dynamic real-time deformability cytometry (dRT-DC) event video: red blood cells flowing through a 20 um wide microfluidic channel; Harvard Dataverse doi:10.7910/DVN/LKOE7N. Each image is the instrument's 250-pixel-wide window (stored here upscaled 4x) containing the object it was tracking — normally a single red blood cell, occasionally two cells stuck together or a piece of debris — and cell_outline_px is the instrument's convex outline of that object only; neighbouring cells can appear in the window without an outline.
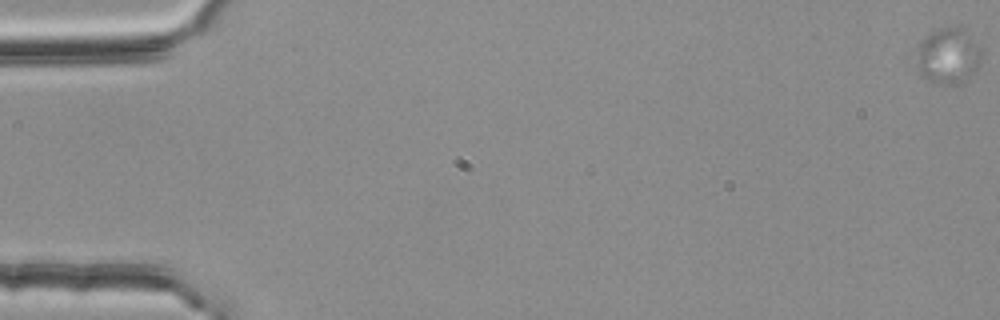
{"species": "common noctule bat (a hibernating species)", "species_latin": "Nyctalus noctula", "temperature_condition": "room temperature", "stored_images_in_passage": 26, "camera_frame_rate_fps": 3000, "um_per_image_px": 0.085, "animal": {"sex": "female", "body_mass_g": 25.1}, "frame": {"image": 1, "passage_image": 1, "time_ms": 0.0, "image_size_px": [1000, 320], "cell_outline_px": [[984, 56], [980, 64], [972, 72], [960, 80], [948, 84], [940, 84], [928, 80], [924, 76], [920, 68], [916, 44], [920, 40], [932, 32], [940, 28], [960, 24], [964, 28], [980, 48]], "centroid_in_image_um": [80.61, 4.66], "position_along_channel_um": 4.4, "area_um2": 20.81}}
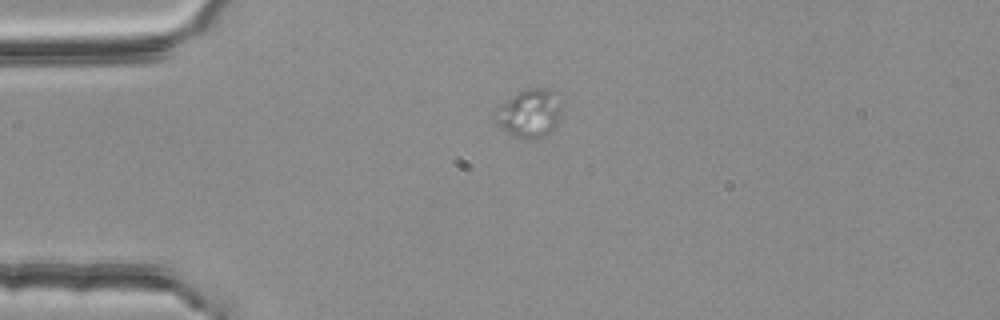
{"frame": {"image": 2, "passage_image": 15, "time_ms": 4.667, "image_size_px": [1000, 320], "cell_outline_px": [[560, 120], [556, 128], [552, 132], [532, 140], [528, 140], [516, 136], [508, 132], [500, 124], [496, 108], [512, 96], [528, 88], [548, 88], [552, 92], [560, 104]], "centroid_in_image_um": [45.07, 9.65], "position_along_channel_um": 39.9, "area_um2": 18.09}}
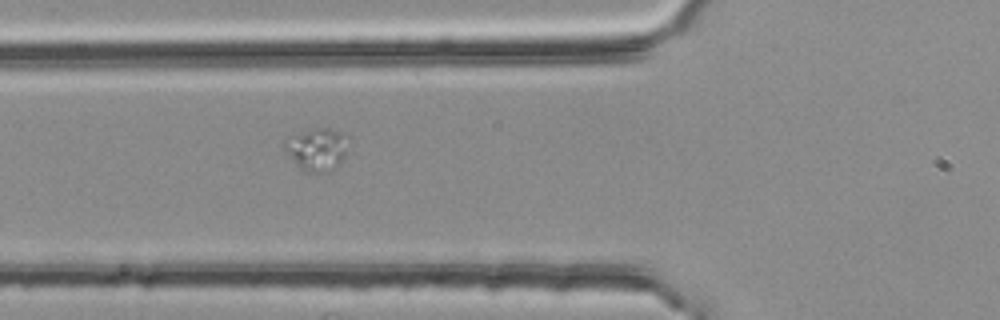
{"frame": {"image": 3, "passage_image": 22, "time_ms": 7.0, "image_size_px": [1000, 320], "cell_outline_px": [[344, 160], [332, 168], [320, 172], [304, 172], [296, 164], [284, 148], [284, 144], [292, 136], [312, 128], [328, 128], [344, 132]], "centroid_in_image_um": [26.92, 12.68], "position_along_channel_um": 98.9, "area_um2": 15.09}}